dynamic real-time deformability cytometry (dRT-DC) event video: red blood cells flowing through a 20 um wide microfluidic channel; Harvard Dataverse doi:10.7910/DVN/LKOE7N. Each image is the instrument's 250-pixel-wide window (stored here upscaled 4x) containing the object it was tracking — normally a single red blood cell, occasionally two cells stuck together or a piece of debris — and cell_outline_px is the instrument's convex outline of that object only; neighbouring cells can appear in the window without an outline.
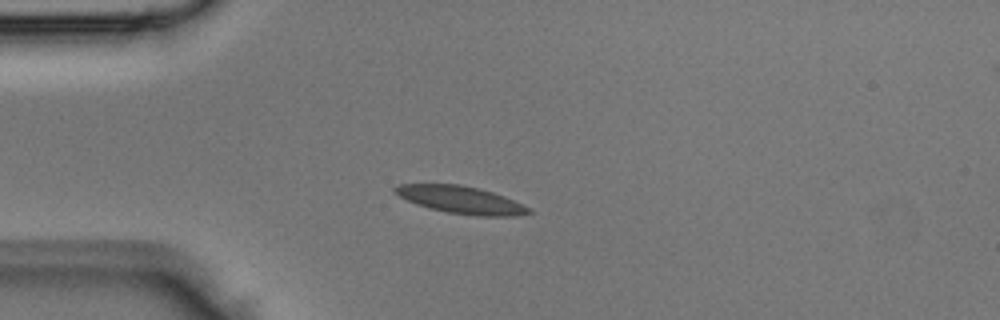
{"species": "Egyptian fruit bat (a non-hibernating species)", "species_latin": "Rousettus aegyptiacus", "temperature_condition": "room temperature", "stored_images_in_passage": 4, "camera_frame_rate_fps": 3000, "um_per_image_px": 0.085, "animal": {"sex": "male"}, "frame": {"image": 1, "passage_image": 3, "time_ms": 0.667, "image_size_px": [1000, 320], "cell_outline_px": [[532, 212], [512, 216], [476, 216], [448, 212], [428, 208], [416, 204], [392, 192], [392, 188], [400, 184], [460, 184], [492, 192], [504, 196], [532, 208]], "centroid_in_image_um": [39.17, 16.98], "position_along_channel_um": 45.8, "area_um2": 21.27}}